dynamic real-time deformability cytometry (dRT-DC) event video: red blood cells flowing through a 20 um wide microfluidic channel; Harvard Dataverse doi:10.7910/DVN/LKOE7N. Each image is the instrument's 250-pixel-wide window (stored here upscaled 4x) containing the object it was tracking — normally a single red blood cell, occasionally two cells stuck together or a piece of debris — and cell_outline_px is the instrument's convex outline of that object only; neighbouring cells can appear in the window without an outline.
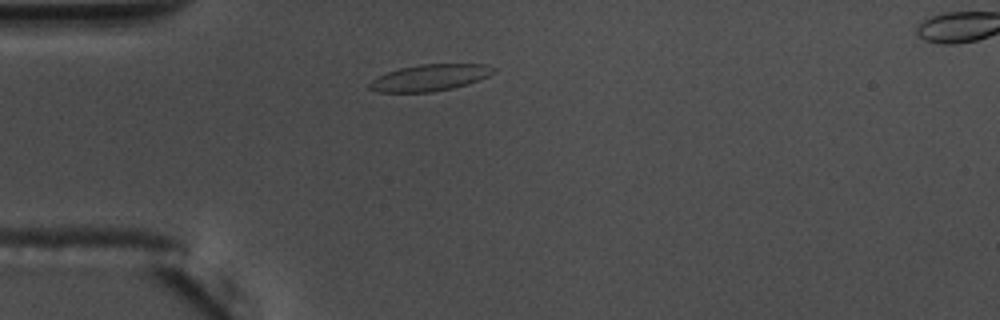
{"species": "common noctule bat (a hibernating species)", "species_latin": "Nyctalus noctula", "temperature_condition": "warm", "stored_images_in_passage": 41, "camera_frame_rate_fps": 3000, "um_per_image_px": 0.085, "animal": {"sex": "male", "body_mass_g": 17.5, "forearm_length_mm": 52.3}, "frame": {"image": 1, "passage_image": 1, "time_ms": 0.0, "image_size_px": [1000, 320], "cell_outline_px": [[496, 72], [488, 76], [468, 84], [452, 88], [432, 92], [380, 92], [368, 88], [368, 84], [372, 80], [388, 72], [400, 68], [420, 64], [484, 64], [496, 68]], "centroid_in_image_um": [36.56, 6.6], "position_along_channel_um": 48.4, "area_um2": 19.07}}
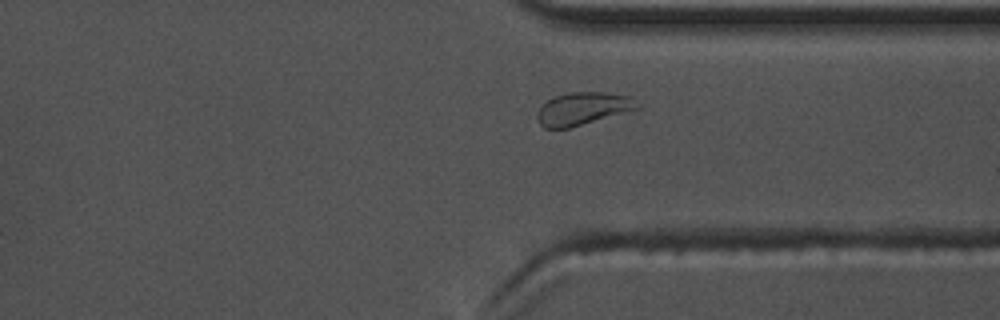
{"frame": {"image": 2, "passage_image": 28, "time_ms": 9.0, "image_size_px": [1000, 320], "cell_outline_px": [[640, 108], [568, 128], [544, 128], [540, 124], [536, 116], [540, 108], [548, 100], [556, 96], [568, 92], [604, 92], [628, 96]], "centroid_in_image_um": [49.49, 9.23], "position_along_channel_um": 361.9, "area_um2": 18.55}}
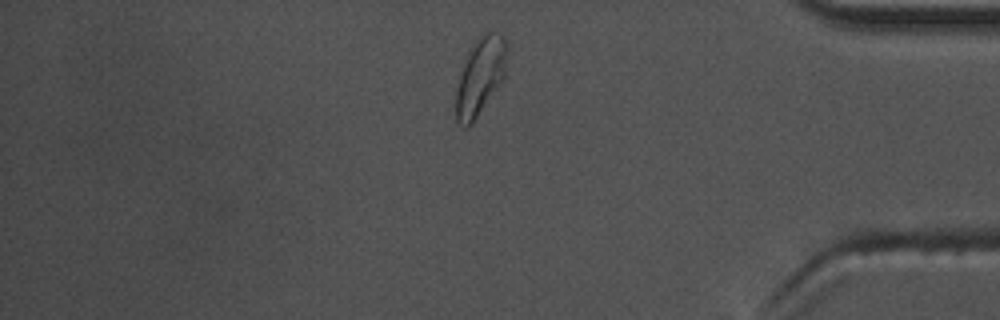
{"frame": {"image": 3, "passage_image": 33, "time_ms": 10.667, "image_size_px": [1000, 320], "cell_outline_px": [[508, 56], [504, 76], [500, 84], [472, 124], [468, 128], [464, 128], [456, 120], [456, 88], [460, 72], [468, 52], [476, 40], [484, 32], [492, 32], [504, 36], [508, 44]], "centroid_in_image_um": [40.83, 6.48], "position_along_channel_um": 394.4, "area_um2": 23.18}, "authors_computed_cell_mechanics": {"area_um2": 18.9006, "velocity_mm_per_s": 3.6435, "shape_relaxation_time_tau1_ms": 4.1885, "shape_relaxation_time_tau2_ms": null, "deformation_change_tau1": 0.1455, "deformation_change_tau2": null}}